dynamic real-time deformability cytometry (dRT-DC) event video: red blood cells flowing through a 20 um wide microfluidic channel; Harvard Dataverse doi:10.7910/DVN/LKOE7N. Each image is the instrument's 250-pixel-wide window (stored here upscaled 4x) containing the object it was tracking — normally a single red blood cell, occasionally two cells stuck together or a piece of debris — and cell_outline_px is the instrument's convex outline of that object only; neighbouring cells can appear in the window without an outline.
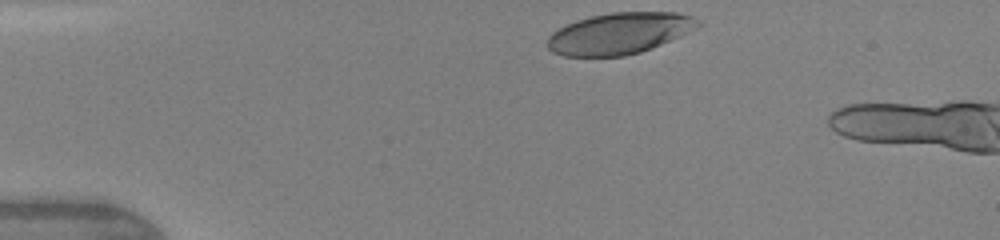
{"species": "human", "species_latin": "Homo sapiens", "temperature_condition": "warm", "stored_images_in_passage": 2, "camera_frame_rate_fps": 3000, "um_per_image_px": 0.085, "donor": {"sex": "female"}, "frame": {"image": 1, "passage_image": 1, "time_ms": 0.0, "image_size_px": [1000, 240], "cell_outline_px": [[704, 24], [680, 36], [652, 48], [640, 52], [624, 56], [564, 56], [552, 52], [548, 48], [548, 36], [552, 32], [576, 20], [592, 16], [612, 12], [676, 12], [692, 16]], "centroid_in_image_um": [52.66, 2.83], "position_along_channel_um": 32.3, "area_um2": 36.18}}